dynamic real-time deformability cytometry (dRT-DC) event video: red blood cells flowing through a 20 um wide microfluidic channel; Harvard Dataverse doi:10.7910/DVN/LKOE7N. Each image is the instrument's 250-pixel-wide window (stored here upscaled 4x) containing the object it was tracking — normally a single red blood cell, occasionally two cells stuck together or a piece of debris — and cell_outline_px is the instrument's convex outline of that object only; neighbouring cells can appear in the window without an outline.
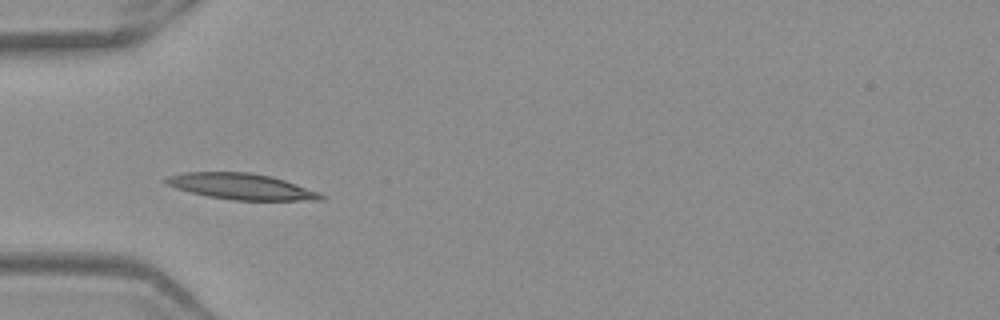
{"species": "Egyptian fruit bat (a non-hibernating species)", "species_latin": "Rousettus aegyptiacus", "temperature_condition": "warm", "stored_images_in_passage": 36, "camera_frame_rate_fps": 3000, "um_per_image_px": 0.085, "frame": {"image": 1, "passage_image": 1, "time_ms": 0.0, "image_size_px": [1000, 320], "cell_outline_px": [[328, 196], [324, 200], [232, 200], [208, 196], [176, 188], [164, 184], [160, 180], [168, 176], [184, 172], [248, 172], [272, 176], [320, 192]], "centroid_in_image_um": [20.51, 15.85], "position_along_channel_um": 64.5, "area_um2": 23.64}}
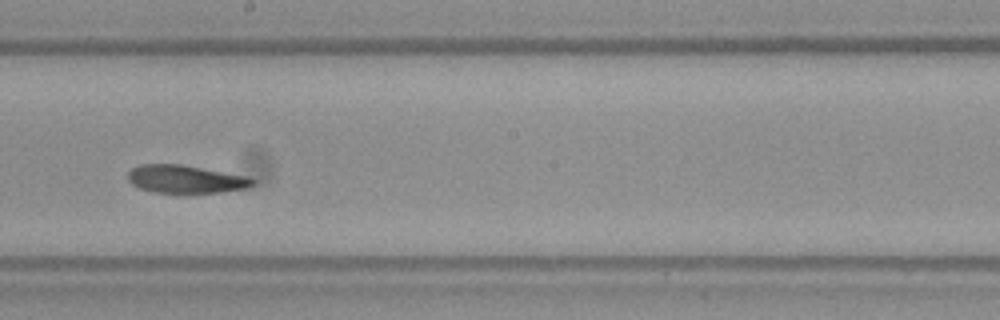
{"frame": {"image": 2, "passage_image": 14, "time_ms": 4.333, "image_size_px": [1000, 320], "cell_outline_px": [[256, 184], [244, 188], [224, 192], [156, 192], [140, 188], [132, 184], [128, 180], [128, 172], [132, 168], [140, 164], [180, 164], [252, 176], [256, 180]], "centroid_in_image_um": [15.84, 15.21], "position_along_channel_um": 232.4, "area_um2": 20.4}}
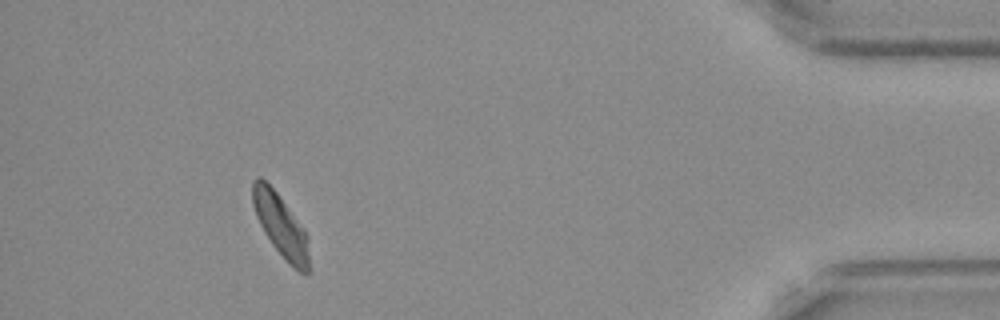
{"frame": {"image": 3, "passage_image": 32, "time_ms": 10.333, "image_size_px": [1000, 320], "cell_outline_px": [[308, 272], [300, 272], [272, 244], [264, 232], [256, 216], [252, 204], [252, 180], [256, 176], [260, 176], [276, 192], [304, 228], [308, 256]], "centroid_in_image_um": [23.79, 19.06], "position_along_channel_um": 411.4, "area_um2": 19.71}, "authors_computed_cell_mechanics": {"area_um2": 20.9814, "velocity_mm_per_s": 3.9181, "shape_relaxation_time_tau1_ms": 9.3394, "shape_relaxation_time_tau2_ms": 4.1081, "deformation_change_tau1": 0.1882, "deformation_change_tau2": 0.0843}}